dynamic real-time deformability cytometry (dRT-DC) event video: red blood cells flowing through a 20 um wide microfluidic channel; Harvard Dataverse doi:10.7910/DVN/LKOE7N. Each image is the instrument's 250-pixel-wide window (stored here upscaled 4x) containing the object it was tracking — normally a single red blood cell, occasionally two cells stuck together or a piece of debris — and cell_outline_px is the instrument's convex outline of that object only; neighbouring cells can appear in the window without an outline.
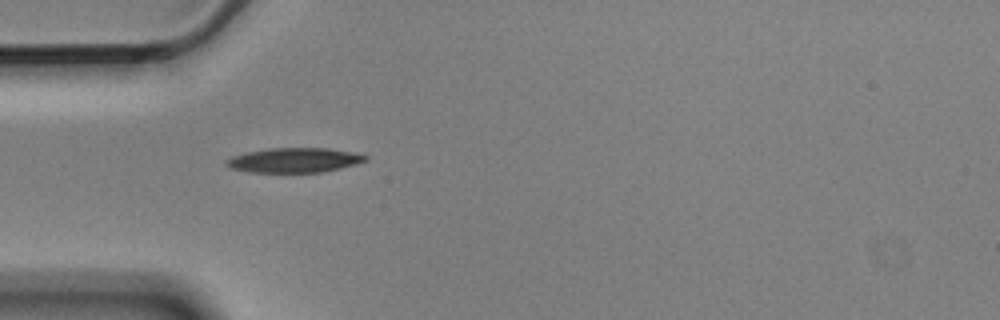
{"species": "Egyptian fruit bat (a non-hibernating species)", "species_latin": "Rousettus aegyptiacus", "temperature_condition": "cold", "stored_images_in_passage": 2, "camera_frame_rate_fps": 3000, "um_per_image_px": 0.085, "animal": {"sex": "male"}, "frame": {"image": 1, "passage_image": 1, "time_ms": 0.0, "image_size_px": [1000, 320], "cell_outline_px": [[368, 160], [356, 164], [324, 172], [248, 172], [228, 168], [224, 164], [224, 160], [232, 156], [248, 152], [268, 148], [328, 148], [356, 152], [368, 156]], "centroid_in_image_um": [25.0, 13.61], "position_along_channel_um": 60.0, "area_um2": 20.23}}
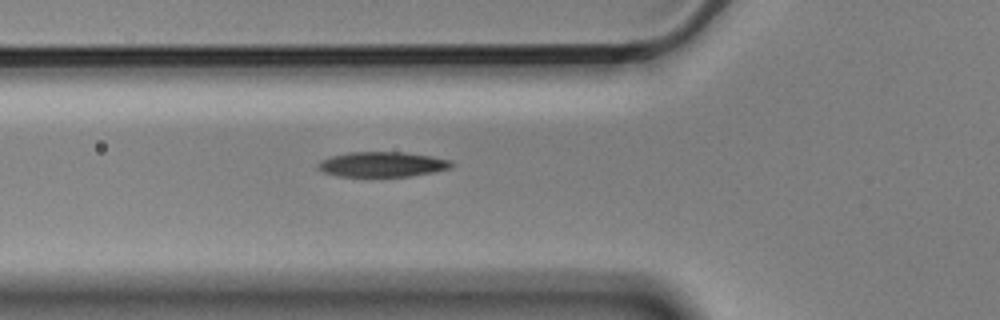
{"frame": {"image": 2, "passage_image": 2, "time_ms": 0.333, "image_size_px": [1000, 320], "cell_outline_px": [[456, 164], [452, 168], [432, 172], [408, 176], [336, 176], [324, 172], [316, 168], [316, 164], [320, 160], [332, 156], [348, 152], [404, 152], [432, 156], [452, 160]], "centroid_in_image_um": [32.5, 13.96], "position_along_channel_um": 93.3, "area_um2": 19.65}}